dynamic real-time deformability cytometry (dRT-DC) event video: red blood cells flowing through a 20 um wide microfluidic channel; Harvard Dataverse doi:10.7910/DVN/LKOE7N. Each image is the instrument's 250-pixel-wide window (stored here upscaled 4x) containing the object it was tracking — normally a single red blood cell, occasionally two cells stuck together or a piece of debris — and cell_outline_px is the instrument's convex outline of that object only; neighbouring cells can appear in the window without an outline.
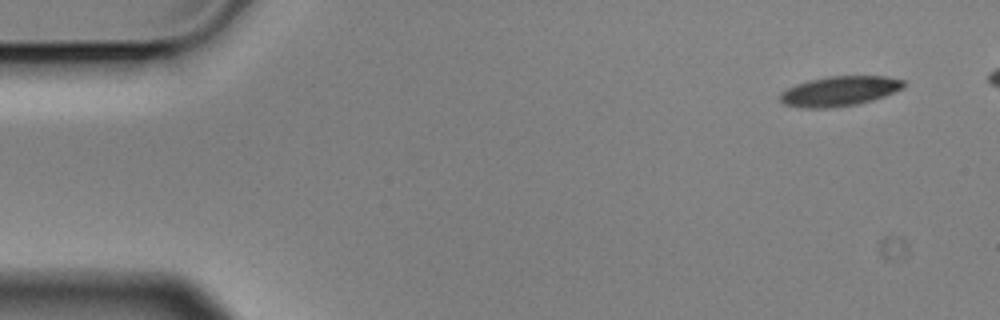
{"species": "Egyptian fruit bat (a non-hibernating species)", "species_latin": "Rousettus aegyptiacus", "temperature_condition": "cold", "stored_images_in_passage": 4, "camera_frame_rate_fps": 3000, "um_per_image_px": 0.085, "animal": {"sex": "male"}, "frame": {"image": 1, "passage_image": 1, "time_ms": 0.0, "image_size_px": [1000, 320], "cell_outline_px": [[908, 84], [904, 88], [884, 96], [872, 100], [856, 104], [828, 108], [804, 108], [784, 104], [780, 100], [780, 92], [796, 84], [808, 80], [828, 76], [888, 76], [904, 80]], "centroid_in_image_um": [71.39, 7.73], "position_along_channel_um": 13.6, "area_um2": 21.62}}